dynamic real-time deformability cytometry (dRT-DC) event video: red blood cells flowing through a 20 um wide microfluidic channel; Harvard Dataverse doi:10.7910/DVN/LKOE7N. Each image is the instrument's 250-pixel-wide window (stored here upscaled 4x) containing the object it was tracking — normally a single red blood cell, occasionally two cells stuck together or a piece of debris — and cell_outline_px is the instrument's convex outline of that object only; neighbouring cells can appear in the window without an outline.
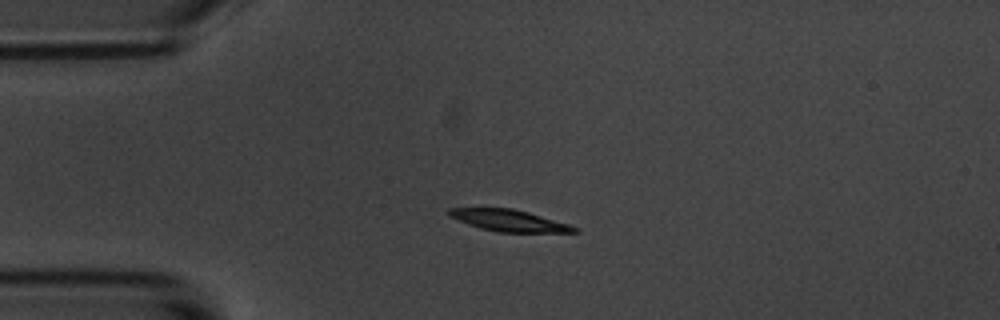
{"species": "common noctule bat (a hibernating species)", "species_latin": "Nyctalus noctula", "temperature_condition": "room temperature", "stored_images_in_passage": 3, "camera_frame_rate_fps": 3000, "um_per_image_px": 0.085, "animal": {"sex": "male", "body_mass_g": 20.1, "forearm_length_mm": 53.5}, "frame": {"image": 1, "passage_image": 2, "time_ms": 1.333, "image_size_px": [1000, 320], "cell_outline_px": [[580, 232], [496, 232], [480, 228], [468, 224], [448, 216], [444, 212], [448, 208], [512, 208], [528, 212], [568, 224], [580, 228]], "centroid_in_image_um": [43.22, 18.74], "position_along_channel_um": 41.8, "area_um2": 15.84}}